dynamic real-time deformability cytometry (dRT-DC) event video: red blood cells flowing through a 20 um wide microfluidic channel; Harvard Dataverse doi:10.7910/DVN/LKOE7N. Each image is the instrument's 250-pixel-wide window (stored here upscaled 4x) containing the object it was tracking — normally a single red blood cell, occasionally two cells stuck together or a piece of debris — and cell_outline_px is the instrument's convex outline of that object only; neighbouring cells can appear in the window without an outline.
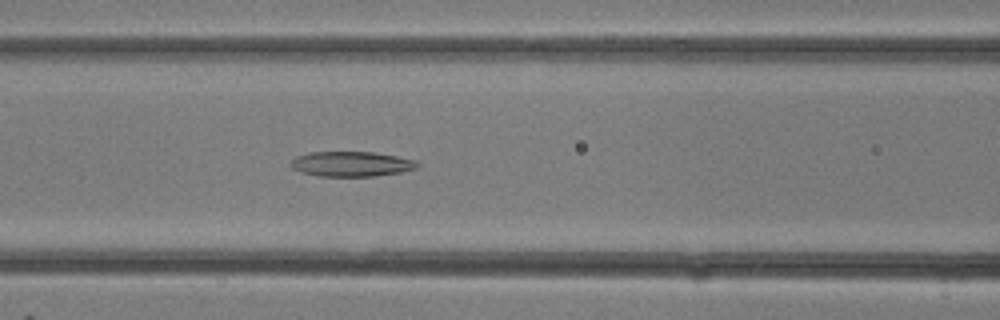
{"species": "common noctule bat (a hibernating species)", "species_latin": "Nyctalus noctula", "temperature_condition": "room temperature", "stored_images_in_passage": 15, "camera_frame_rate_fps": 3000, "um_per_image_px": 0.085, "animal": {"sex": "female"}, "frame": {"image": 1, "passage_image": 13, "time_ms": 4.0, "image_size_px": [1000, 320], "cell_outline_px": [[420, 164], [416, 168], [400, 172], [372, 176], [320, 176], [300, 172], [292, 168], [292, 160], [296, 156], [308, 152], [372, 152], [396, 156], [416, 160]], "centroid_in_image_um": [29.86, 13.93], "position_along_channel_um": 136.7, "area_um2": 18.32}}
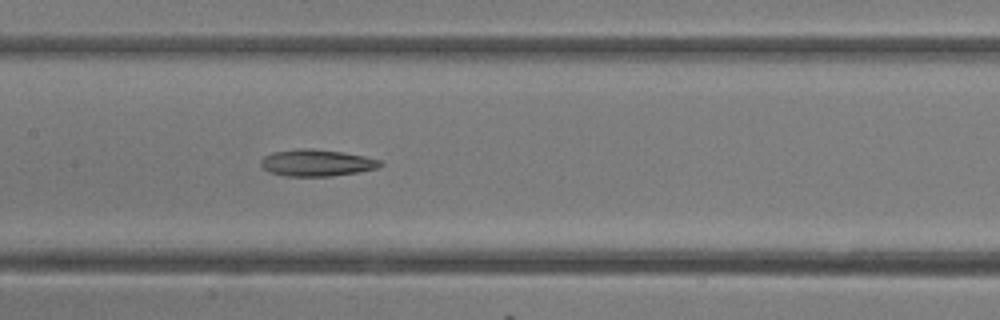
{"frame": {"image": 2, "passage_image": 15, "time_ms": 4.667, "image_size_px": [1000, 320], "cell_outline_px": [[384, 164], [376, 168], [356, 172], [332, 176], [284, 176], [268, 172], [260, 164], [260, 160], [264, 156], [272, 152], [300, 148], [312, 148], [344, 152], [364, 156], [380, 160]], "centroid_in_image_um": [26.88, 13.83], "position_along_channel_um": 180.5, "area_um2": 18.67}}